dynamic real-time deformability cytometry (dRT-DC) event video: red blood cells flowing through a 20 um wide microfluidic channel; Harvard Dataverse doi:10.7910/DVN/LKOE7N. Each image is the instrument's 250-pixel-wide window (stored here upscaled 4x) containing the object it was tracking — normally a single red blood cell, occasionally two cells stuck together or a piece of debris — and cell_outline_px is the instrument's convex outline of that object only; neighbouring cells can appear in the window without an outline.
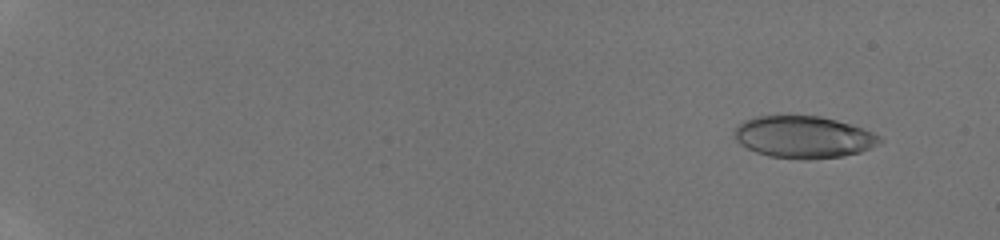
{"species": "human", "species_latin": "Homo sapiens", "temperature_condition": "room temperature", "stored_images_in_passage": 47, "camera_frame_rate_fps": 3000, "um_per_image_px": 0.085, "donor": {"sex": "male"}, "frame": {"image": 1, "passage_image": 5, "time_ms": 1.333, "image_size_px": [1000, 240], "cell_outline_px": [[884, 140], [860, 152], [844, 156], [768, 156], [756, 152], [740, 144], [736, 140], [736, 128], [744, 120], [756, 116], [820, 116], [836, 120], [872, 132], [880, 136]], "centroid_in_image_um": [68.29, 11.6], "position_along_channel_um": 16.7, "area_um2": 34.16}}
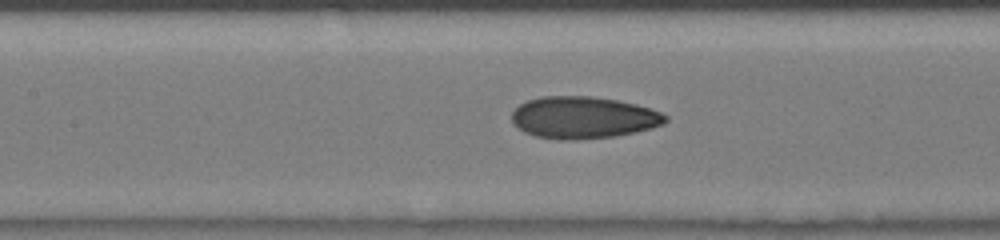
{"frame": {"image": 2, "passage_image": 26, "time_ms": 8.333, "image_size_px": [1000, 240], "cell_outline_px": [[668, 120], [664, 124], [652, 128], [636, 132], [616, 136], [568, 140], [560, 140], [536, 136], [524, 132], [516, 128], [512, 124], [512, 112], [520, 104], [528, 100], [544, 96], [592, 96], [616, 100], [636, 104], [660, 112], [668, 116]], "centroid_in_image_um": [49.57, 9.99], "position_along_channel_um": 157.8, "area_um2": 37.69}}
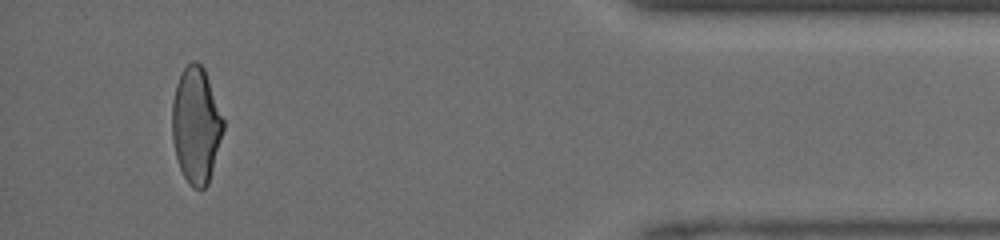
{"frame": {"image": 3, "passage_image": 45, "time_ms": 14.667, "image_size_px": [1000, 240], "cell_outline_px": [[224, 128], [208, 184], [200, 192], [192, 188], [188, 184], [180, 168], [176, 156], [172, 140], [172, 104], [176, 84], [184, 68], [192, 60], [196, 60], [204, 68], [224, 120]], "centroid_in_image_um": [16.66, 10.67], "position_along_channel_um": 418.5, "area_um2": 34.56}}